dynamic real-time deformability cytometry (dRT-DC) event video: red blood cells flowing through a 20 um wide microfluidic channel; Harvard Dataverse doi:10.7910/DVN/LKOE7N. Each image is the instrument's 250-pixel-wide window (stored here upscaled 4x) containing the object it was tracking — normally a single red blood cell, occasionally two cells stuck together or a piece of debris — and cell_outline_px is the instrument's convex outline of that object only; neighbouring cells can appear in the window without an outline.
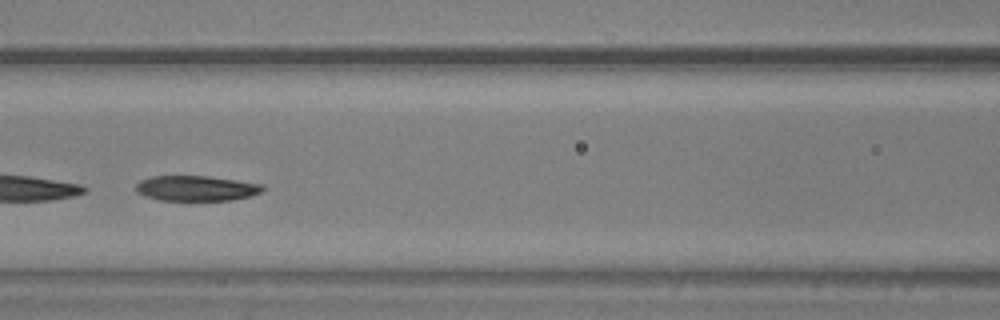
{"species": "common noctule bat (a hibernating species)", "species_latin": "Nyctalus noctula", "temperature_condition": "warm", "stored_images_in_passage": 31, "camera_frame_rate_fps": 3000, "um_per_image_px": 0.085, "animal": {"sex": "male", "body_mass_g": 20.5, "forearm_length_mm": 52.5}, "frame": {"image": 1, "passage_image": 17, "time_ms": 5.333, "image_size_px": [1000, 320], "cell_outline_px": [[264, 188], [260, 192], [252, 196], [232, 200], [160, 200], [144, 196], [136, 192], [136, 184], [140, 180], [152, 176], [208, 176], [264, 184]], "centroid_in_image_um": [16.68, 16.0], "position_along_channel_um": 149.9, "area_um2": 18.73}}
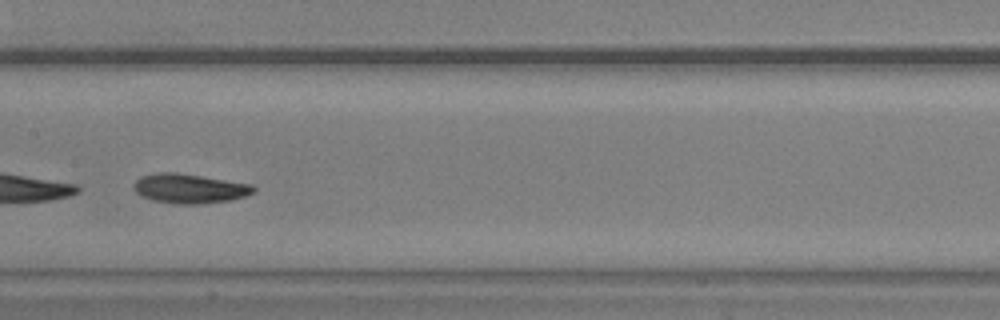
{"frame": {"image": 2, "passage_image": 20, "time_ms": 6.333, "image_size_px": [1000, 320], "cell_outline_px": [[256, 192], [244, 196], [228, 200], [200, 204], [176, 204], [152, 200], [140, 196], [132, 188], [132, 184], [136, 180], [144, 176], [156, 172], [176, 172], [252, 184], [256, 188]], "centroid_in_image_um": [16.08, 16.02], "position_along_channel_um": 191.3, "area_um2": 20.63}}
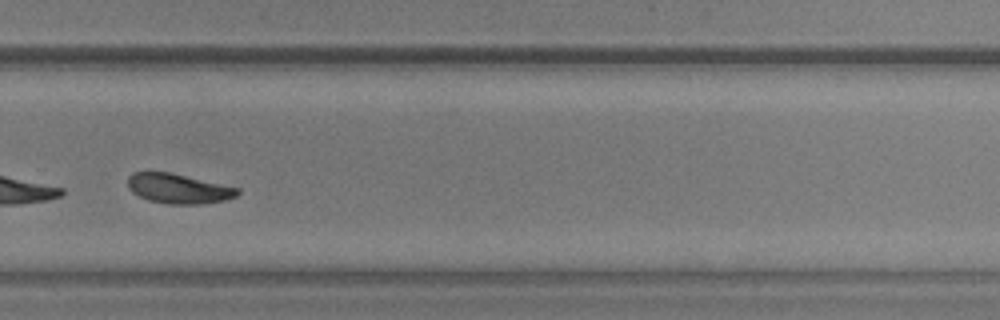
{"frame": {"image": 3, "passage_image": 29, "time_ms": 9.333, "image_size_px": [1000, 320], "cell_outline_px": [[240, 192], [236, 196], [224, 200], [200, 204], [168, 204], [148, 200], [132, 192], [128, 188], [128, 176], [132, 172], [168, 172], [240, 188]], "centroid_in_image_um": [15.15, 16.03], "position_along_channel_um": 314.6, "area_um2": 18.9}}